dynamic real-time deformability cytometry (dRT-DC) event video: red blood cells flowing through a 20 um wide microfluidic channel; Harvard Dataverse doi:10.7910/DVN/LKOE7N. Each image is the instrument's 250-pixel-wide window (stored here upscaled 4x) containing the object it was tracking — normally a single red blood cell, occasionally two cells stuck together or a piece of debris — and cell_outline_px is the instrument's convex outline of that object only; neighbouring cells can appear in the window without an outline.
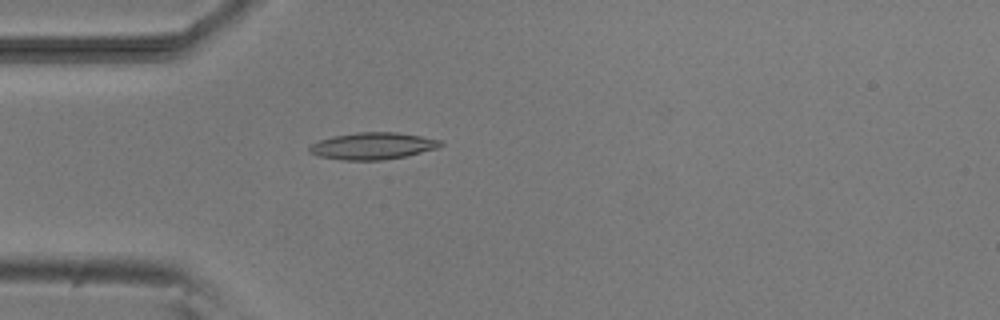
{"species": "common noctule bat (a hibernating species)", "species_latin": "Nyctalus noctula", "temperature_condition": "room temperature", "stored_images_in_passage": 48, "camera_frame_rate_fps": 3000, "um_per_image_px": 0.085, "animal": {"sex": "male", "body_mass_g": 20.5, "forearm_length_mm": 52.5}, "frame": {"image": 1, "passage_image": 10, "time_ms": 3.0, "image_size_px": [1000, 320], "cell_outline_px": [[444, 144], [436, 148], [408, 156], [380, 160], [340, 160], [320, 156], [308, 152], [308, 148], [312, 144], [320, 140], [332, 136], [356, 132], [396, 132], [420, 136], [440, 140]], "centroid_in_image_um": [31.66, 12.4], "position_along_channel_um": 53.3, "area_um2": 20.52}}
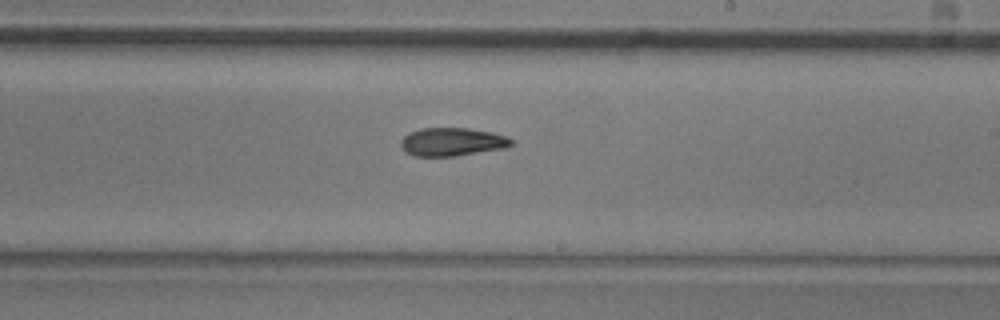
{"frame": {"image": 2, "passage_image": 26, "time_ms": 8.333, "image_size_px": [1000, 320], "cell_outline_px": [[512, 144], [504, 148], [456, 156], [412, 156], [404, 152], [400, 144], [400, 140], [408, 132], [420, 128], [468, 128], [492, 132], [508, 136], [512, 140]], "centroid_in_image_um": [38.39, 12.05], "position_along_channel_um": 250.6, "area_um2": 18.38}}
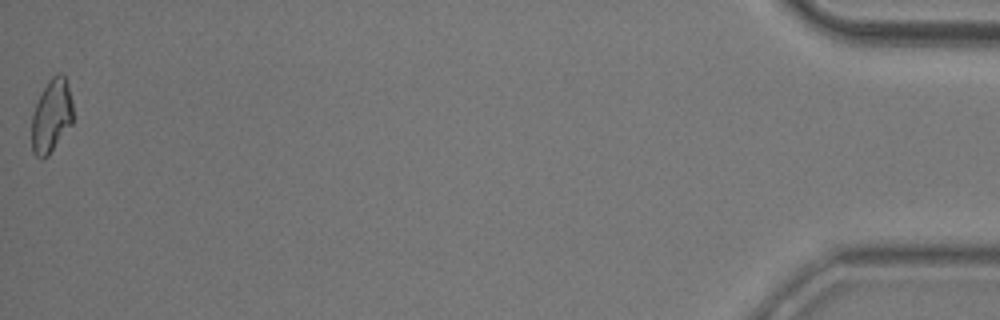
{"frame": {"image": 3, "passage_image": 48, "time_ms": 15.667, "image_size_px": [1000, 320], "cell_outline_px": [[72, 124], [48, 156], [44, 160], [40, 160], [32, 152], [32, 112], [48, 80], [56, 72], [60, 72], [64, 76], [72, 100]], "centroid_in_image_um": [4.36, 9.89], "position_along_channel_um": 430.8, "area_um2": 17.69}, "authors_computed_cell_mechanics": {"area_um2": 18.4093, "velocity_mm_per_s": 3.8088, "shape_relaxation_time_tau1_ms": 6.153, "shape_relaxation_time_tau2_ms": 5.1796, "deformation_change_tau1": 0.1615, "deformation_change_tau2": 0.1278}}